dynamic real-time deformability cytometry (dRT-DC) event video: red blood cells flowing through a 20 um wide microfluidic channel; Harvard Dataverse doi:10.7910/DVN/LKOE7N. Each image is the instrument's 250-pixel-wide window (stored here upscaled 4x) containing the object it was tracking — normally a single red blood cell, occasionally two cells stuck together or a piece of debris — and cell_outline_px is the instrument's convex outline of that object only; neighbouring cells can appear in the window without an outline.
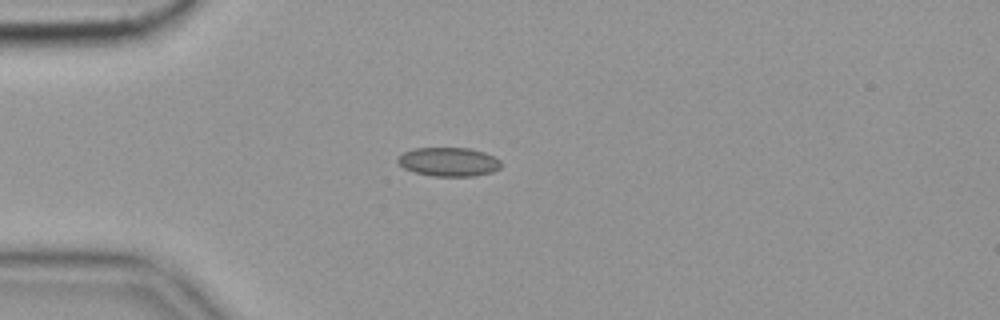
{"species": "common noctule bat (a hibernating species)", "species_latin": "Nyctalus noctula", "temperature_condition": "cold", "stored_images_in_passage": 42, "camera_frame_rate_fps": 3000, "um_per_image_px": 0.085, "animal": {"sex": "female", "body_mass_g": 19.9}, "frame": {"image": 1, "passage_image": 1, "time_ms": 0.0, "image_size_px": [1000, 320], "cell_outline_px": [[500, 168], [492, 172], [476, 176], [432, 176], [416, 172], [404, 168], [396, 160], [404, 152], [416, 148], [468, 148], [484, 152], [500, 160]], "centroid_in_image_um": [38.15, 13.76], "position_along_channel_um": 46.8, "area_um2": 17.22}, "authors_computed_cell_mechanics": {"area_um2": 16.4441, "velocity_mm_per_s": 3.5681, "shape_relaxation_time_tau1_ms": null, "shape_relaxation_time_tau2_ms": 2.3681, "deformation_change_tau1": null, "deformation_change_tau2": 0.0768}}